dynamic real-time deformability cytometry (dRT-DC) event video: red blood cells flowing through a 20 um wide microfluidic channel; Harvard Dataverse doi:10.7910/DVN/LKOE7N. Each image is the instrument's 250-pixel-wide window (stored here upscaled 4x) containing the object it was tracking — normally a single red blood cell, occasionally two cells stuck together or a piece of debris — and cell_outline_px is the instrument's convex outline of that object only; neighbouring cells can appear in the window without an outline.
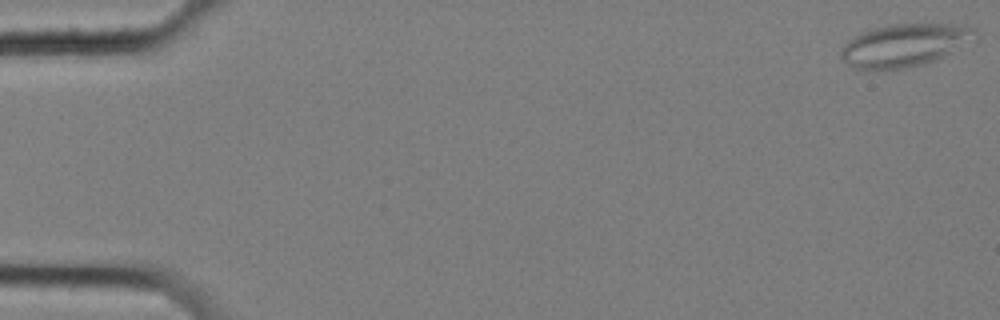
{"species": "common noctule bat (a hibernating species)", "species_latin": "Nyctalus noctula", "temperature_condition": "cold", "stored_images_in_passage": 58, "segment_of_instrument_passage": [1, 2], "camera_frame_rate_fps": 3000, "um_per_image_px": 0.085, "animal": {"sex": "female", "body_mass_g": 25.1}, "frame": {"image": 1, "passage_image": 1, "time_ms": 0.0, "image_size_px": [1000, 320], "cell_outline_px": [[976, 40], [936, 60], [924, 64], [904, 68], [876, 72], [856, 72], [840, 56], [840, 48], [852, 36], [860, 32], [872, 28], [888, 24], [968, 24], [976, 28]], "centroid_in_image_um": [76.84, 3.87], "position_along_channel_um": 8.2, "area_um2": 34.74}}